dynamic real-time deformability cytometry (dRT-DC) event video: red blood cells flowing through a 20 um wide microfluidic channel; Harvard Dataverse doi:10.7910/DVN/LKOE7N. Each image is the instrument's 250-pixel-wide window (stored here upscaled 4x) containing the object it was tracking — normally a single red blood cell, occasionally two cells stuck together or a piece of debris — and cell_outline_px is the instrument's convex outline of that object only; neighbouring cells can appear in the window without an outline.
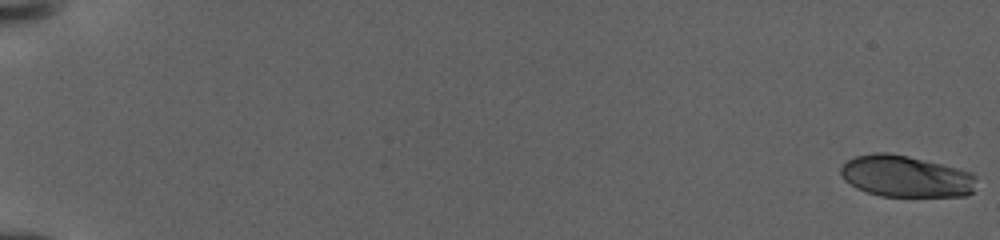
{"species": "human", "species_latin": "Homo sapiens", "temperature_condition": "warm", "stored_images_in_passage": 15, "camera_frame_rate_fps": 3000, "um_per_image_px": 0.085, "donor": {"sex": "female"}, "frame": {"image": 1, "passage_image": 1, "time_ms": 0.0, "image_size_px": [1000, 240], "cell_outline_px": [[976, 176], [972, 192], [968, 196], [880, 196], [856, 188], [844, 180], [840, 172], [840, 168], [848, 160], [856, 156], [872, 152], [888, 152], [908, 156], [972, 172]], "centroid_in_image_um": [76.98, 14.99], "position_along_channel_um": 8.0, "area_um2": 32.77}}